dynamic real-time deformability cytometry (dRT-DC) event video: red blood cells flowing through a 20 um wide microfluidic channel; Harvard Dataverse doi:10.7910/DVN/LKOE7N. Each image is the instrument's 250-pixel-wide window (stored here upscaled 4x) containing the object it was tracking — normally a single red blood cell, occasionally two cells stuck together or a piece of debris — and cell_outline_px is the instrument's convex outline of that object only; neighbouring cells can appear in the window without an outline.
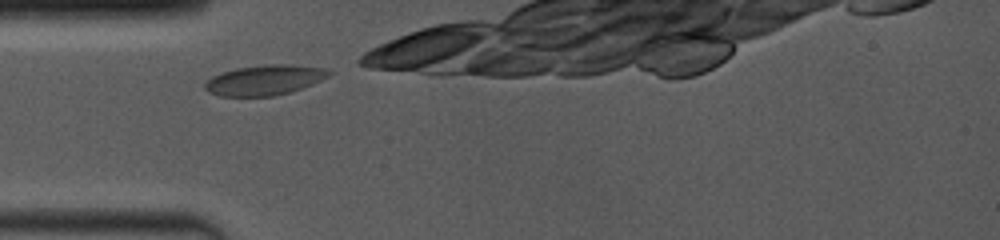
{"species": "common noctule bat (a hibernating species)", "species_latin": "Nyctalus noctula", "temperature_condition": "room temperature", "stored_images_in_passage": 2, "camera_frame_rate_fps": 4000, "um_per_image_px": 0.085, "animal": {"sex": "female", "body_mass_g": 19.0, "forearm_length_mm": 53.3}, "frame": {"image": 1, "passage_image": 1, "time_ms": 0.0, "image_size_px": [1000, 240], "cell_outline_px": [[332, 72], [328, 76], [312, 84], [288, 92], [272, 96], [220, 96], [208, 92], [204, 88], [204, 84], [212, 76], [220, 72], [236, 68], [272, 64], [292, 64], [324, 68]], "centroid_in_image_um": [22.45, 6.8], "position_along_channel_um": 62.6, "area_um2": 21.62}}